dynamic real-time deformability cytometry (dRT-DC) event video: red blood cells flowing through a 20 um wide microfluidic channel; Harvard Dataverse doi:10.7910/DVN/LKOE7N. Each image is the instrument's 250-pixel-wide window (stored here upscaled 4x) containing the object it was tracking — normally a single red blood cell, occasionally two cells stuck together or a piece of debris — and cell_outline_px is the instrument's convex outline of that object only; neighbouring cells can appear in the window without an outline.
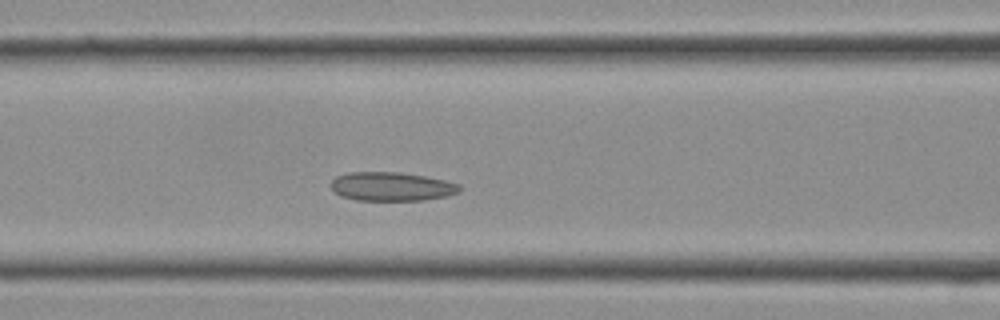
{"species": "Egyptian fruit bat (a non-hibernating species)", "species_latin": "Rousettus aegyptiacus", "temperature_condition": "cold", "stored_images_in_passage": 12, "camera_frame_rate_fps": 3000, "um_per_image_px": 0.085, "frame": {"image": 1, "passage_image": 7, "time_ms": 2.0, "image_size_px": [1000, 320], "cell_outline_px": [[460, 192], [444, 196], [424, 200], [356, 200], [344, 196], [336, 192], [332, 188], [332, 180], [336, 176], [348, 172], [396, 172], [424, 176], [444, 180], [460, 184]], "centroid_in_image_um": [33.29, 15.85], "position_along_channel_um": 133.3, "area_um2": 21.33}}
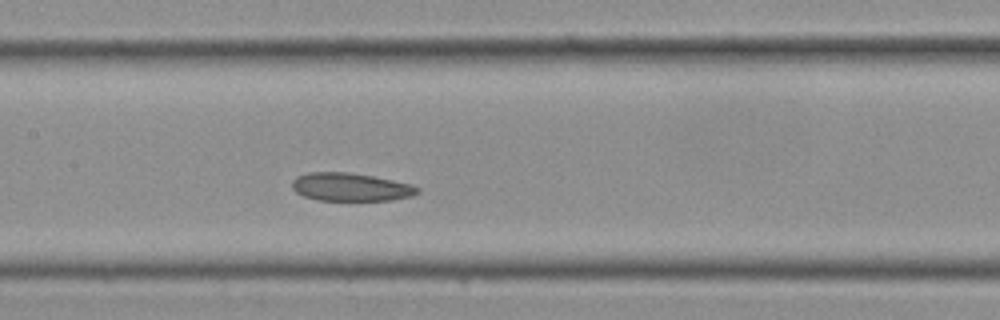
{"frame": {"image": 2, "passage_image": 9, "time_ms": 2.667, "image_size_px": [1000, 320], "cell_outline_px": [[420, 192], [412, 196], [392, 200], [320, 200], [304, 196], [296, 192], [292, 188], [292, 180], [296, 176], [308, 172], [348, 172], [372, 176], [412, 184], [420, 188]], "centroid_in_image_um": [29.81, 15.89], "position_along_channel_um": 177.6, "area_um2": 20.58}}